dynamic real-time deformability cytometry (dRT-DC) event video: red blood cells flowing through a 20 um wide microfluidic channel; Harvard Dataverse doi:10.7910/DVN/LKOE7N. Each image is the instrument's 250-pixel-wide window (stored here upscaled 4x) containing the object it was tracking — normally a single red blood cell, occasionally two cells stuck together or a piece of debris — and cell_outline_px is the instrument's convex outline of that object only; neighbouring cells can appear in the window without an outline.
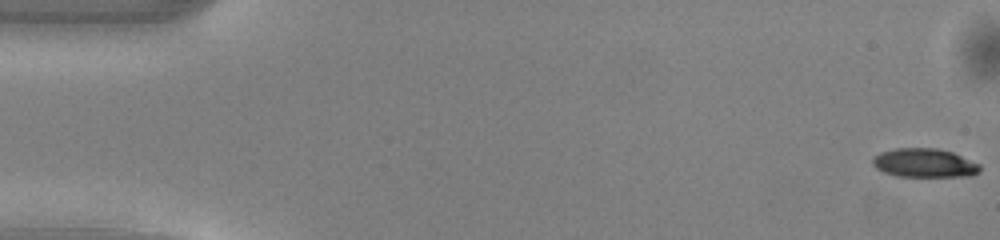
{"species": "common noctule bat (a hibernating species)", "species_latin": "Nyctalus noctula", "temperature_condition": "warm", "stored_images_in_passage": 51, "camera_frame_rate_fps": 3000, "um_per_image_px": 0.085, "animal": {"sex": "male", "body_mass_g": 13.0, "forearm_length_mm": 53.1}, "frame": {"image": 1, "passage_image": 1, "time_ms": 0.0, "image_size_px": [1000, 240], "cell_outline_px": [[980, 172], [972, 176], [896, 176], [884, 172], [876, 168], [872, 164], [872, 160], [880, 152], [896, 148], [936, 148], [952, 152], [980, 164]], "centroid_in_image_um": [78.58, 13.85], "position_along_channel_um": 6.4, "area_um2": 17.98}}
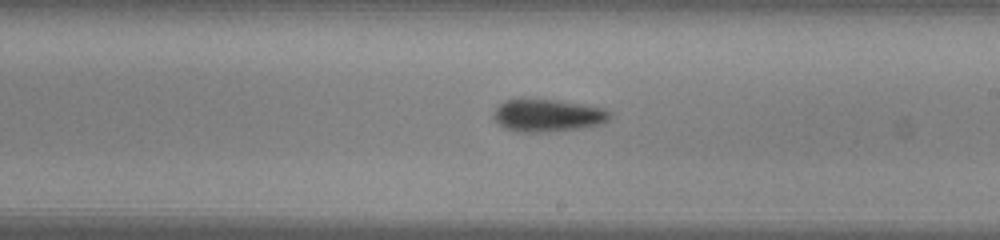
{"frame": {"image": 2, "passage_image": 29, "time_ms": 9.333, "image_size_px": [1000, 240], "cell_outline_px": [[612, 116], [604, 124], [580, 128], [544, 132], [516, 132], [504, 128], [492, 116], [492, 112], [504, 100], [552, 100], [580, 104], [604, 108]], "centroid_in_image_um": [46.55, 9.83], "position_along_channel_um": 242.5, "area_um2": 21.79}}
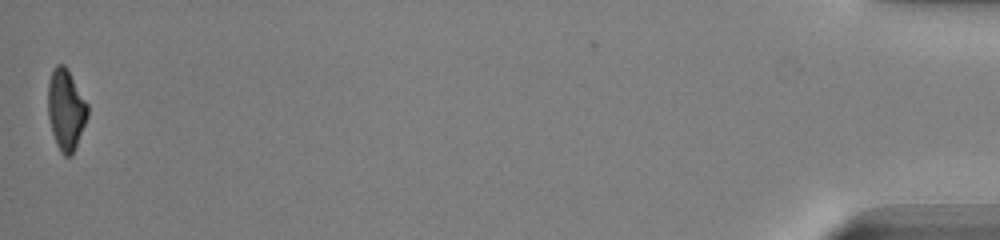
{"frame": {"image": 3, "passage_image": 50, "time_ms": 16.333, "image_size_px": [1000, 240], "cell_outline_px": [[88, 116], [72, 156], [64, 156], [60, 152], [56, 144], [52, 132], [48, 116], [48, 84], [52, 72], [56, 64], [64, 64], [68, 68], [88, 104]], "centroid_in_image_um": [5.61, 9.32], "position_along_channel_um": 429.6, "area_um2": 18.79}, "authors_computed_cell_mechanics": {"area_um2": 19.9988, "velocity_mm_per_s": 4.1233, "shape_relaxation_time_tau1_ms": 1.8442, "shape_relaxation_time_tau2_ms": null, "deformation_change_tau1": 0.1284, "deformation_change_tau2": null}}